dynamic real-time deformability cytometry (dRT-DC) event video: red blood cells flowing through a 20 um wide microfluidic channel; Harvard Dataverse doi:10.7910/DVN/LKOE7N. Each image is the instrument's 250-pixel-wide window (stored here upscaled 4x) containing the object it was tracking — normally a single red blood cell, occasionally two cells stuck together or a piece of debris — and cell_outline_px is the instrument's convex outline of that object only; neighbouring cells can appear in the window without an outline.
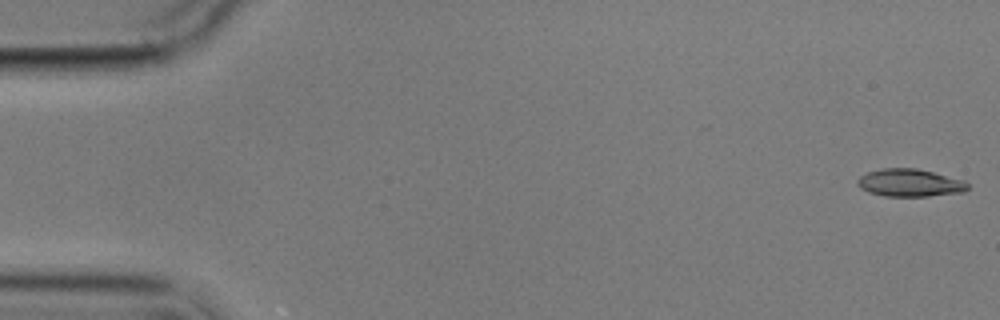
{"species": "common noctule bat (a hibernating species)", "species_latin": "Nyctalus noctula", "temperature_condition": "cold", "stored_images_in_passage": 5, "camera_frame_rate_fps": 3000, "um_per_image_px": 0.085, "animal": {"sex": "male", "body_mass_g": 17.9}, "frame": {"image": 1, "passage_image": 1, "time_ms": 0.0, "image_size_px": [1000, 320], "cell_outline_px": [[968, 188], [964, 192], [928, 196], [884, 196], [868, 192], [860, 188], [856, 184], [856, 180], [860, 176], [868, 172], [884, 168], [916, 168], [964, 180], [968, 184]], "centroid_in_image_um": [77.31, 15.54], "position_along_channel_um": 7.7, "area_um2": 17.74}}
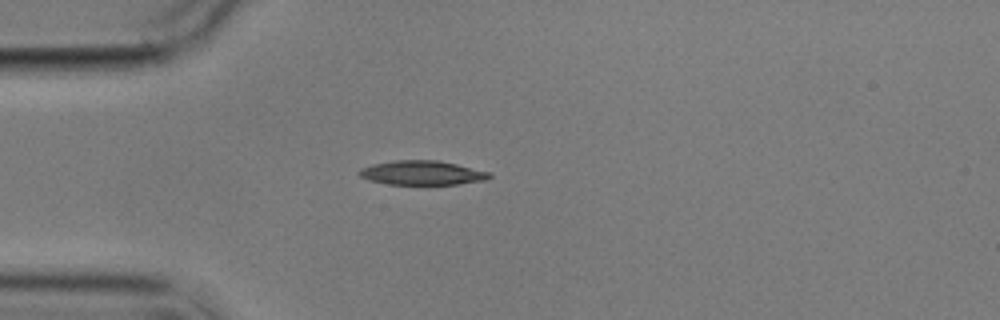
{"frame": {"image": 2, "passage_image": 5, "time_ms": 4.667, "image_size_px": [1000, 320], "cell_outline_px": [[492, 176], [488, 180], [456, 184], [388, 184], [368, 180], [360, 176], [356, 172], [360, 168], [372, 164], [396, 160], [440, 160], [492, 172]], "centroid_in_image_um": [35.9, 14.68], "position_along_channel_um": 49.1, "area_um2": 18.61}}